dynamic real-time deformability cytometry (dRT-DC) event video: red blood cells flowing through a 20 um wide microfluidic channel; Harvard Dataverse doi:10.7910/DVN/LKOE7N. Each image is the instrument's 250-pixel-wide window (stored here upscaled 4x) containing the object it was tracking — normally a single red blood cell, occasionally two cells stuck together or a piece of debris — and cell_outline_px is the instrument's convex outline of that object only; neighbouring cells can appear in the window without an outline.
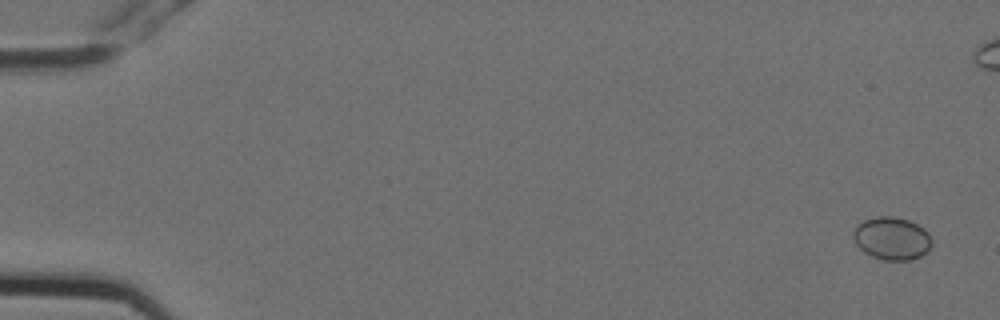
{"species": "Egyptian fruit bat (a non-hibernating species)", "species_latin": "Rousettus aegyptiacus", "temperature_condition": "cold", "stored_images_in_passage": 7, "camera_frame_rate_fps": 3000, "um_per_image_px": 0.085, "animal": {"sex": "female"}, "frame": {"image": 1, "passage_image": 1, "time_ms": 0.0, "image_size_px": [1000, 320], "cell_outline_px": [[932, 244], [920, 256], [908, 260], [884, 260], [872, 256], [864, 252], [856, 244], [852, 236], [852, 232], [864, 220], [876, 216], [896, 216], [908, 220], [924, 228], [928, 232], [932, 240]], "centroid_in_image_um": [75.8, 20.25], "position_along_channel_um": 9.2, "area_um2": 19.48}}
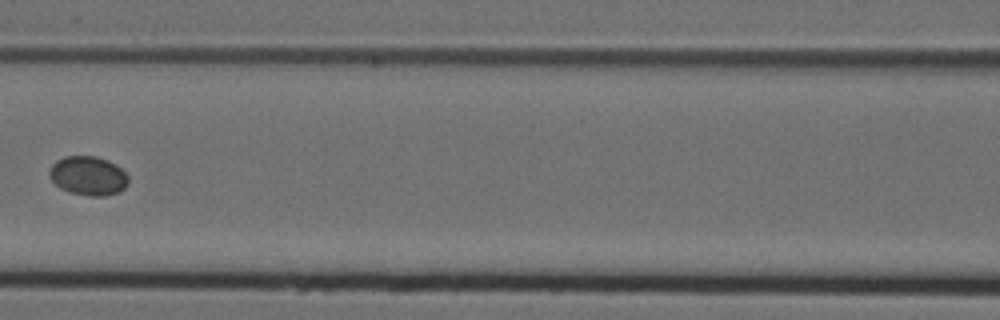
{"frame": {"image": 2, "passage_image": 7, "time_ms": 2.0, "image_size_px": [1000, 320], "cell_outline_px": [[128, 184], [120, 192], [104, 196], [88, 196], [68, 192], [60, 188], [48, 176], [48, 172], [52, 164], [56, 160], [64, 156], [96, 156], [108, 160], [116, 164], [128, 176]], "centroid_in_image_um": [7.48, 14.94], "position_along_channel_um": 159.1, "area_um2": 18.21}}